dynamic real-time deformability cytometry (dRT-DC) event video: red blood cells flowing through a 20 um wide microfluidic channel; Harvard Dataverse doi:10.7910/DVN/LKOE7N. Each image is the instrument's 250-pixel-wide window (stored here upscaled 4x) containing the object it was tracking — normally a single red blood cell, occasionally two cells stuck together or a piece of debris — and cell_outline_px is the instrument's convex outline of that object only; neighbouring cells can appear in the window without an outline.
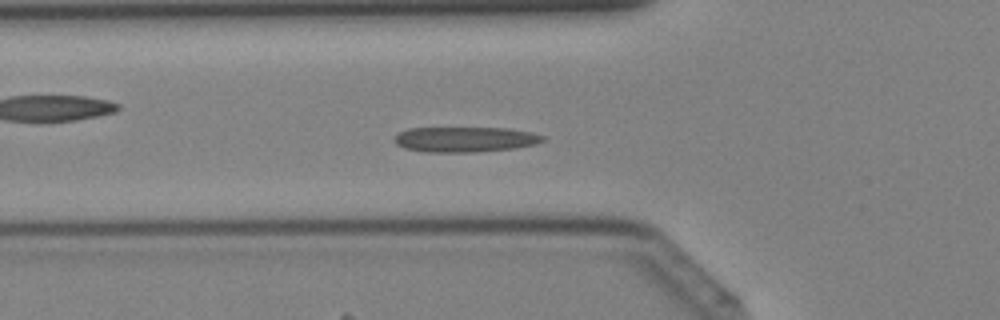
{"species": "Egyptian fruit bat (a non-hibernating species)", "species_latin": "Rousettus aegyptiacus", "temperature_condition": "cold", "stored_images_in_passage": 41, "camera_frame_rate_fps": 3000, "um_per_image_px": 0.085, "animal": {"sex": "female"}, "frame": {"image": 1, "passage_image": 14, "time_ms": 4.333, "image_size_px": [1000, 320], "cell_outline_px": [[544, 140], [536, 144], [512, 148], [472, 152], [428, 152], [404, 148], [396, 144], [396, 136], [400, 132], [408, 128], [508, 128], [532, 132], [544, 136]], "centroid_in_image_um": [39.54, 11.84], "position_along_channel_um": 86.3, "area_um2": 21.62}}
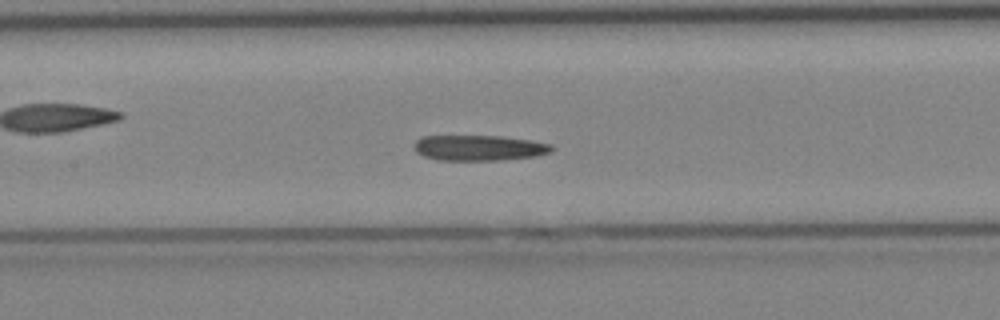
{"frame": {"image": 2, "passage_image": 19, "time_ms": 6.0, "image_size_px": [1000, 320], "cell_outline_px": [[552, 152], [536, 156], [500, 160], [436, 160], [424, 156], [416, 152], [416, 140], [424, 136], [500, 136], [528, 140], [552, 144]], "centroid_in_image_um": [40.73, 12.57], "position_along_channel_um": 166.7, "area_um2": 20.29}}
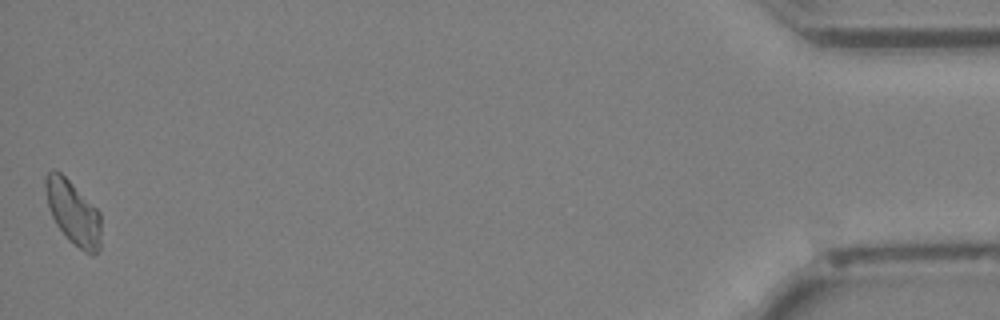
{"frame": {"image": 3, "passage_image": 41, "time_ms": 13.333, "image_size_px": [1000, 320], "cell_outline_px": [[100, 248], [92, 256], [84, 252], [68, 240], [56, 224], [52, 216], [48, 204], [44, 188], [44, 176], [52, 168], [60, 172], [100, 212]], "centroid_in_image_um": [6.2, 18.08], "position_along_channel_um": 429.0, "area_um2": 20.63}}